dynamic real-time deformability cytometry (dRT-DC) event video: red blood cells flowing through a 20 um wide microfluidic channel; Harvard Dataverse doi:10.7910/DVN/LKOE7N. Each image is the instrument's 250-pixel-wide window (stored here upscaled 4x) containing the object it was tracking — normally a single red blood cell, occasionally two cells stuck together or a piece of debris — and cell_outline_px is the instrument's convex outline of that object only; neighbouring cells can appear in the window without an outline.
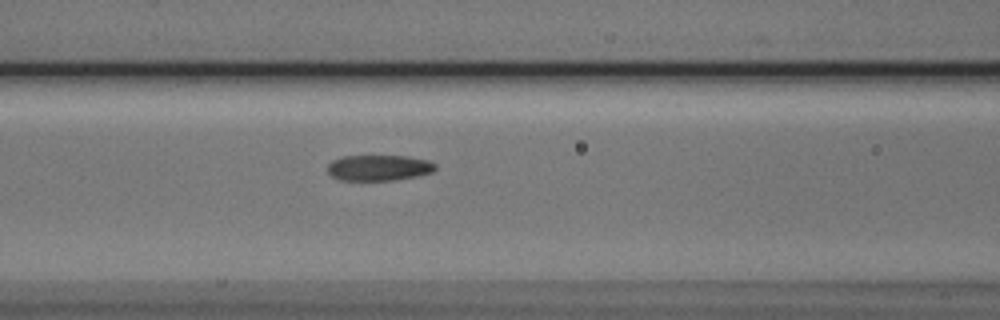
{"species": "Egyptian fruit bat (a non-hibernating species)", "species_latin": "Rousettus aegyptiacus", "temperature_condition": "cold", "stored_images_in_passage": 3, "camera_frame_rate_fps": 3000, "um_per_image_px": 0.085, "animal": {"sex": "male"}, "frame": {"image": 1, "passage_image": 3, "time_ms": 3.0, "image_size_px": [1000, 320], "cell_outline_px": [[436, 168], [432, 172], [420, 176], [396, 180], [340, 180], [332, 176], [328, 172], [328, 164], [332, 160], [344, 156], [408, 156], [428, 160], [436, 164]], "centroid_in_image_um": [32.23, 14.26], "position_along_channel_um": 134.4, "area_um2": 16.3}}